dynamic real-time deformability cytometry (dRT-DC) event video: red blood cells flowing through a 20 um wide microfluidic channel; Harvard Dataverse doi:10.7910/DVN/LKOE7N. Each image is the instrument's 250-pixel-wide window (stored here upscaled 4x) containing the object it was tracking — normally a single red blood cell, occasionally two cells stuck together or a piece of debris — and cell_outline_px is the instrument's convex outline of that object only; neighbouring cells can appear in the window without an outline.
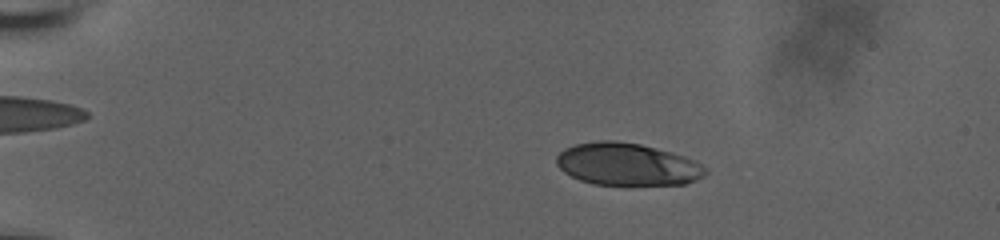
{"species": "human", "species_latin": "Homo sapiens", "temperature_condition": "room temperature", "stored_images_in_passage": 60, "camera_frame_rate_fps": 3000, "um_per_image_px": 0.085, "donor": {"sex": "male"}, "frame": {"image": 1, "passage_image": 14, "time_ms": 4.333, "image_size_px": [1000, 240], "cell_outline_px": [[708, 172], [704, 176], [696, 180], [684, 184], [592, 184], [580, 180], [564, 172], [556, 164], [556, 156], [564, 148], [576, 144], [600, 140], [616, 140], [640, 144], [672, 152], [696, 160]], "centroid_in_image_um": [53.3, 13.95], "position_along_channel_um": 31.7, "area_um2": 36.7}}
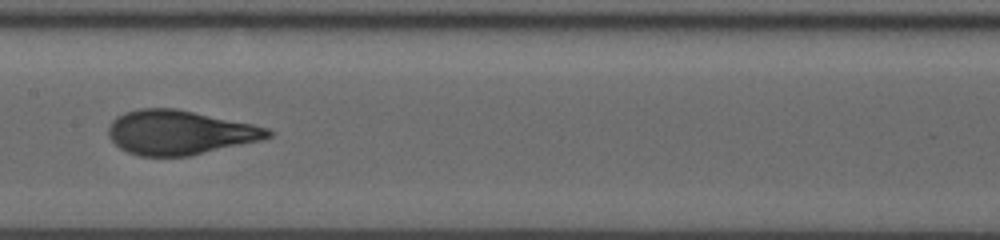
{"frame": {"image": 2, "passage_image": 34, "time_ms": 11.0, "image_size_px": [1000, 240], "cell_outline_px": [[272, 136], [260, 140], [188, 156], [140, 156], [128, 152], [120, 148], [108, 136], [108, 128], [112, 120], [116, 116], [124, 112], [140, 108], [176, 108], [252, 124], [268, 128], [272, 132]], "centroid_in_image_um": [15.23, 11.25], "position_along_channel_um": 192.2, "area_um2": 40.98}}
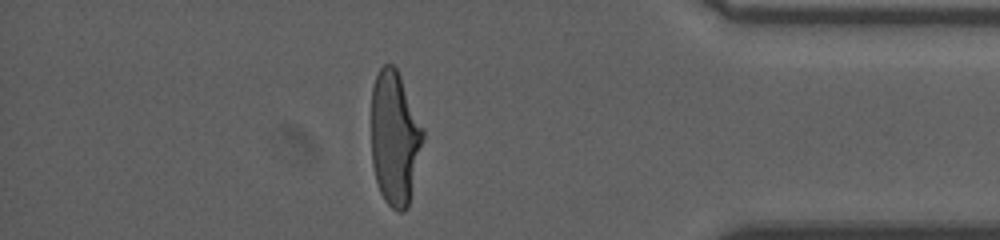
{"frame": {"image": 3, "passage_image": 53, "time_ms": 17.333, "image_size_px": [1000, 240], "cell_outline_px": [[424, 140], [408, 208], [404, 212], [396, 212], [384, 200], [380, 192], [376, 180], [372, 164], [372, 88], [376, 76], [380, 68], [384, 64], [392, 64], [396, 68], [400, 76], [424, 128]], "centroid_in_image_um": [33.57, 11.77], "position_along_channel_um": 401.6, "area_um2": 40.58}, "authors_computed_cell_mechanics": {"area_um2": 39.9109, "velocity_mm_per_s": 3.7195, "shape_relaxation_time_tau1_ms": 5.0264, "shape_relaxation_time_tau2_ms": null, "deformation_change_tau1": 0.1999, "deformation_change_tau2": null}}